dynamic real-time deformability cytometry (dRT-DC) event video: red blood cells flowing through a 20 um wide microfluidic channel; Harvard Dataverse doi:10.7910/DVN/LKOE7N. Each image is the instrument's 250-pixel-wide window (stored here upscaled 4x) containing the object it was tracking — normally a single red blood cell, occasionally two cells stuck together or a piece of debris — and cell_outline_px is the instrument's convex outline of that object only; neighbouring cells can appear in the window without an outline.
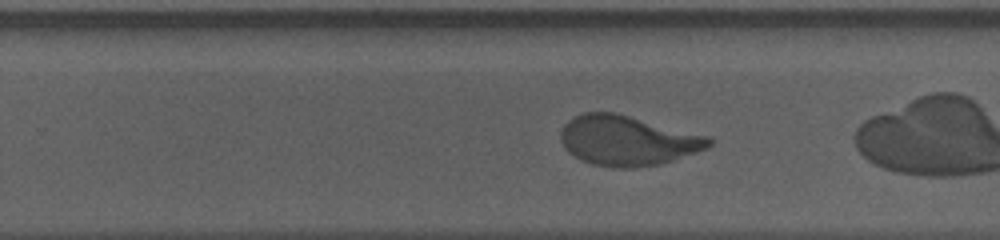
{"species": "human", "species_latin": "Homo sapiens", "temperature_condition": "cold", "stored_images_in_passage": 29, "camera_frame_rate_fps": 3000, "um_per_image_px": 0.085, "donor": {"sex": "male"}, "frame": {"image": 1, "passage_image": 17, "time_ms": 5.333, "image_size_px": [1000, 240], "cell_outline_px": [[712, 144], [708, 148], [660, 164], [632, 168], [616, 168], [592, 164], [580, 160], [568, 152], [564, 148], [560, 140], [560, 132], [564, 124], [572, 116], [584, 112], [616, 112], [712, 136]], "centroid_in_image_um": [53.34, 11.93], "position_along_channel_um": 276.5, "area_um2": 43.75}, "authors_computed_cell_mechanics": {"area_um2": 43.061, "velocity_mm_per_s": 3.5408, "shape_relaxation_time_tau1_ms": 4.7566, "shape_relaxation_time_tau2_ms": null, "deformation_change_tau1": 0.2005, "deformation_change_tau2": null}}